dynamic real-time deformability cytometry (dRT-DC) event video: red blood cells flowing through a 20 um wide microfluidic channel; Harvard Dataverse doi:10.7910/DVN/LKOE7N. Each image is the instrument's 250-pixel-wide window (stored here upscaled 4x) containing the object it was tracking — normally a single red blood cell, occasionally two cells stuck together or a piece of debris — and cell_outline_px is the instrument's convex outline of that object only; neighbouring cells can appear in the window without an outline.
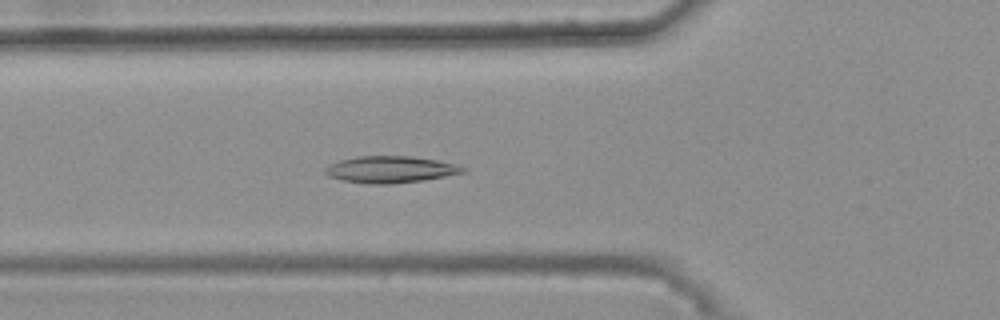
{"species": "common noctule bat (a hibernating species)", "species_latin": "Nyctalus noctula", "temperature_condition": "warm", "stored_images_in_passage": 47, "camera_frame_rate_fps": 3000, "um_per_image_px": 0.085, "animal": {"sex": "female", "body_mass_g": 25.1}, "frame": {"image": 1, "passage_image": 20, "time_ms": 6.333, "image_size_px": [1000, 320], "cell_outline_px": [[468, 168], [464, 172], [424, 180], [392, 184], [368, 184], [340, 180], [328, 176], [324, 172], [324, 168], [328, 164], [340, 160], [356, 156], [412, 156], [436, 160], [456, 164]], "centroid_in_image_um": [33.14, 14.4], "position_along_channel_um": 92.7, "area_um2": 21.62}}
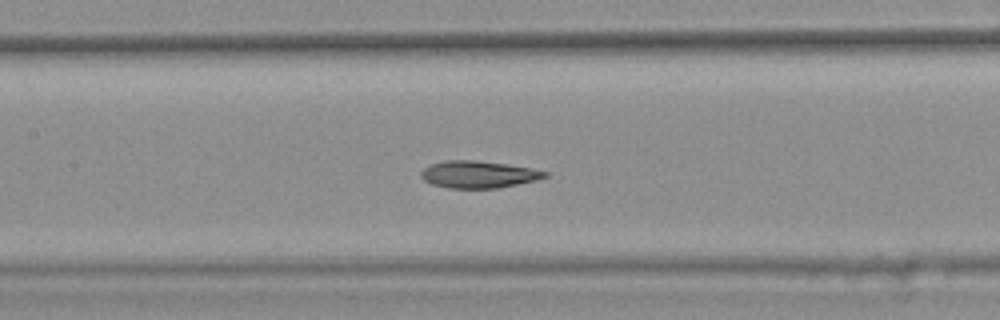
{"frame": {"image": 2, "passage_image": 26, "time_ms": 8.333, "image_size_px": [1000, 320], "cell_outline_px": [[548, 176], [536, 180], [496, 188], [448, 188], [432, 184], [424, 180], [420, 176], [420, 172], [424, 168], [432, 164], [444, 160], [472, 160], [504, 164], [532, 168], [548, 172]], "centroid_in_image_um": [40.64, 14.82], "position_along_channel_um": 166.8, "area_um2": 19.36}}
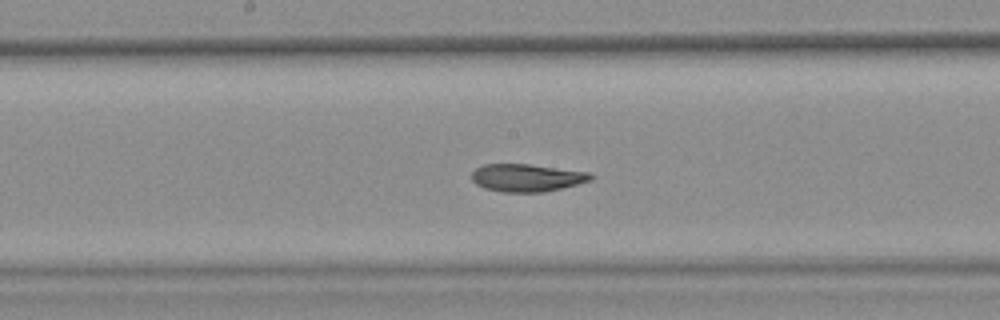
{"frame": {"image": 3, "passage_image": 29, "time_ms": 9.333, "image_size_px": [1000, 320], "cell_outline_px": [[596, 176], [592, 180], [544, 192], [500, 192], [484, 188], [476, 184], [472, 180], [472, 172], [476, 168], [484, 164], [528, 164], [592, 172]], "centroid_in_image_um": [44.8, 15.1], "position_along_channel_um": 203.4, "area_um2": 19.31}, "authors_computed_cell_mechanics": {"area_um2": 20.4034, "velocity_mm_per_s": 3.6947, "shape_relaxation_time_tau1_ms": 7.6281, "shape_relaxation_time_tau2_ms": 1.8566, "deformation_change_tau1": 0.1837, "deformation_change_tau2": 0.0723}}